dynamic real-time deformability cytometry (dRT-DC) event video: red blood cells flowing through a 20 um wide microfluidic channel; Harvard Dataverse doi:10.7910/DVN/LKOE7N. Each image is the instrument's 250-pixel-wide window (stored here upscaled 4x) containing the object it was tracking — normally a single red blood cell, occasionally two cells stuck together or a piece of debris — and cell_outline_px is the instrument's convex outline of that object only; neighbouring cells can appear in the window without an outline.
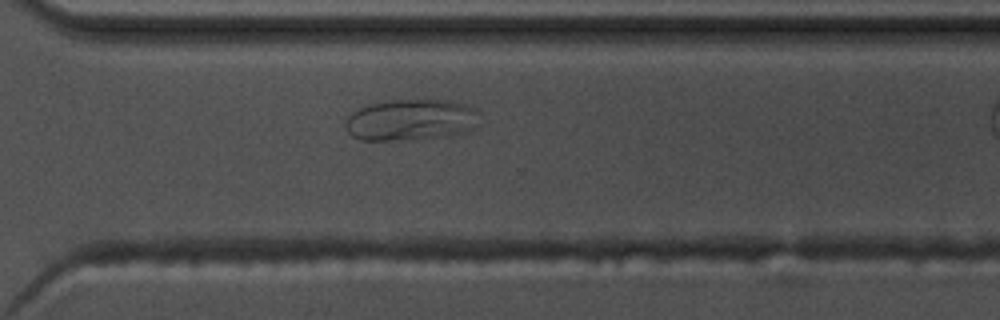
{"species": "common noctule bat (a hibernating species)", "species_latin": "Nyctalus noctula", "temperature_condition": "warm", "stored_images_in_passage": 31, "camera_frame_rate_fps": 3000, "um_per_image_px": 0.085, "animal": {"sex": "male", "body_mass_g": 17.5, "forearm_length_mm": 52.3}, "frame": {"image": 1, "passage_image": 27, "time_ms": 8.667, "image_size_px": [1000, 320], "cell_outline_px": [[480, 124], [468, 132], [448, 136], [392, 140], [360, 140], [352, 136], [348, 132], [344, 124], [348, 116], [352, 112], [368, 104], [392, 100], [448, 100], [464, 104], [476, 108], [480, 112]], "centroid_in_image_um": [34.98, 10.19], "position_along_channel_um": 335.6, "area_um2": 32.66}}